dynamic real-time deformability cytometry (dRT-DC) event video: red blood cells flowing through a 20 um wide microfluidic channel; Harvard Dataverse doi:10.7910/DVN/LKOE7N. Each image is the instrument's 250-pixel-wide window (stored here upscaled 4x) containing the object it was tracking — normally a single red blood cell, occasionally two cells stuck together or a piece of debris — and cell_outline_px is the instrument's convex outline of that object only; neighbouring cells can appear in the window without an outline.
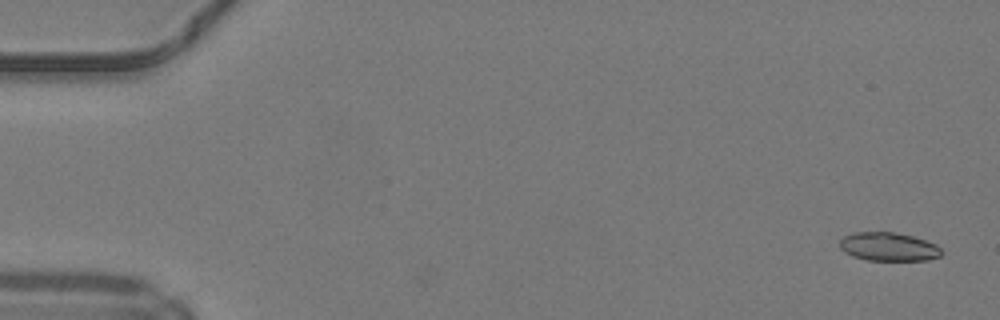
{"species": "common noctule bat (a hibernating species)", "species_latin": "Nyctalus noctula", "temperature_condition": "warm", "stored_images_in_passage": 49, "camera_frame_rate_fps": 3000, "um_per_image_px": 0.085, "animal": {"sex": "male", "body_mass_g": 19.2, "forearm_length_mm": 51.8}, "frame": {"image": 1, "passage_image": 2, "time_ms": 0.333, "image_size_px": [1000, 320], "cell_outline_px": [[944, 252], [940, 256], [928, 260], [868, 260], [852, 256], [844, 252], [840, 248], [840, 240], [844, 236], [852, 232], [896, 232], [912, 236], [936, 244]], "centroid_in_image_um": [75.52, 20.97], "position_along_channel_um": 9.5, "area_um2": 16.99}}
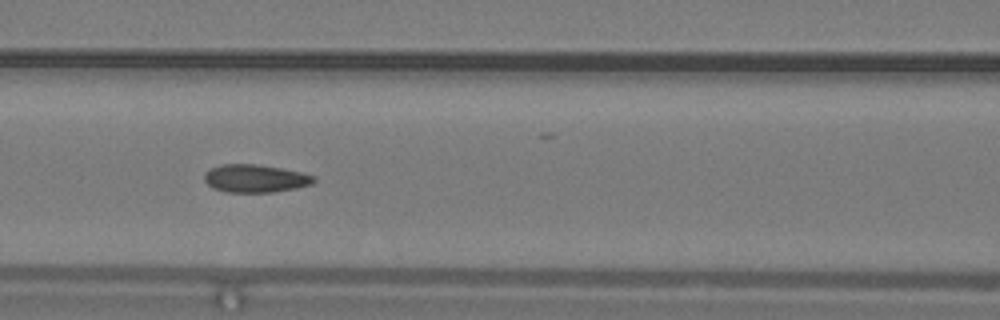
{"frame": {"image": 2, "passage_image": 22, "time_ms": 7.0, "image_size_px": [1000, 320], "cell_outline_px": [[316, 180], [312, 184], [296, 188], [272, 192], [228, 192], [212, 188], [204, 180], [204, 172], [220, 164], [256, 164], [280, 168], [300, 172], [316, 176]], "centroid_in_image_um": [21.69, 15.17], "position_along_channel_um": 144.9, "area_um2": 17.8}}
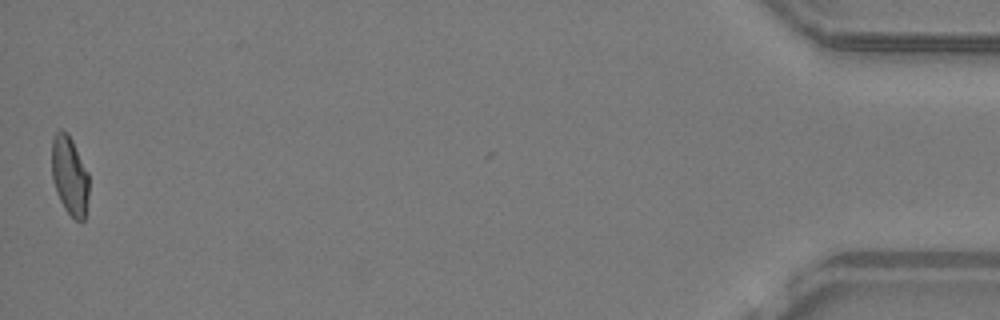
{"frame": {"image": 3, "passage_image": 49, "time_ms": 16.0, "image_size_px": [1000, 320], "cell_outline_px": [[88, 196], [84, 220], [80, 224], [64, 208], [56, 192], [52, 180], [52, 136], [60, 128], [68, 132], [88, 172]], "centroid_in_image_um": [5.91, 14.91], "position_along_channel_um": 429.3, "area_um2": 17.22}, "authors_computed_cell_mechanics": {"area_um2": 17.8024, "velocity_mm_per_s": 4.2251, "shape_relaxation_time_tau1_ms": null, "shape_relaxation_time_tau2_ms": 1.0361, "deformation_change_tau1": null, "deformation_change_tau2": 0.0577}}